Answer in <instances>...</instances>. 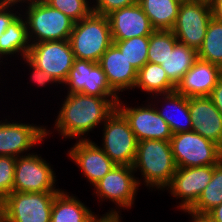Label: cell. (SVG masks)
<instances>
[{
    "mask_svg": "<svg viewBox=\"0 0 222 222\" xmlns=\"http://www.w3.org/2000/svg\"><path fill=\"white\" fill-rule=\"evenodd\" d=\"M65 99L55 122L56 129L65 138L84 136L117 109L111 97L75 93Z\"/></svg>",
    "mask_w": 222,
    "mask_h": 222,
    "instance_id": "6da1fadb",
    "label": "cell"
},
{
    "mask_svg": "<svg viewBox=\"0 0 222 222\" xmlns=\"http://www.w3.org/2000/svg\"><path fill=\"white\" fill-rule=\"evenodd\" d=\"M132 167L134 171L141 170L147 187L167 188L177 169L171 142L156 139L139 141Z\"/></svg>",
    "mask_w": 222,
    "mask_h": 222,
    "instance_id": "7a4b0ae2",
    "label": "cell"
},
{
    "mask_svg": "<svg viewBox=\"0 0 222 222\" xmlns=\"http://www.w3.org/2000/svg\"><path fill=\"white\" fill-rule=\"evenodd\" d=\"M68 41L75 59L98 63L113 44L107 16L91 12L82 20L74 22Z\"/></svg>",
    "mask_w": 222,
    "mask_h": 222,
    "instance_id": "3957f363",
    "label": "cell"
},
{
    "mask_svg": "<svg viewBox=\"0 0 222 222\" xmlns=\"http://www.w3.org/2000/svg\"><path fill=\"white\" fill-rule=\"evenodd\" d=\"M27 4L25 20L29 41L40 43L69 39L74 26L71 18L50 7L43 0H32ZM32 37H36L35 40H31Z\"/></svg>",
    "mask_w": 222,
    "mask_h": 222,
    "instance_id": "277c9868",
    "label": "cell"
},
{
    "mask_svg": "<svg viewBox=\"0 0 222 222\" xmlns=\"http://www.w3.org/2000/svg\"><path fill=\"white\" fill-rule=\"evenodd\" d=\"M170 142L177 168L216 165L222 160V148L194 131L173 134Z\"/></svg>",
    "mask_w": 222,
    "mask_h": 222,
    "instance_id": "5b68a950",
    "label": "cell"
},
{
    "mask_svg": "<svg viewBox=\"0 0 222 222\" xmlns=\"http://www.w3.org/2000/svg\"><path fill=\"white\" fill-rule=\"evenodd\" d=\"M211 19L209 0L182 1L172 32L179 42L198 52Z\"/></svg>",
    "mask_w": 222,
    "mask_h": 222,
    "instance_id": "8992f818",
    "label": "cell"
},
{
    "mask_svg": "<svg viewBox=\"0 0 222 222\" xmlns=\"http://www.w3.org/2000/svg\"><path fill=\"white\" fill-rule=\"evenodd\" d=\"M103 131L101 149L104 153L116 165L133 166L138 141L128 121L117 109L105 120Z\"/></svg>",
    "mask_w": 222,
    "mask_h": 222,
    "instance_id": "52a82bcc",
    "label": "cell"
},
{
    "mask_svg": "<svg viewBox=\"0 0 222 222\" xmlns=\"http://www.w3.org/2000/svg\"><path fill=\"white\" fill-rule=\"evenodd\" d=\"M59 192H15L5 200V222H50L53 200Z\"/></svg>",
    "mask_w": 222,
    "mask_h": 222,
    "instance_id": "ba28073f",
    "label": "cell"
},
{
    "mask_svg": "<svg viewBox=\"0 0 222 222\" xmlns=\"http://www.w3.org/2000/svg\"><path fill=\"white\" fill-rule=\"evenodd\" d=\"M27 59L63 84L73 66L74 54L68 40L30 43Z\"/></svg>",
    "mask_w": 222,
    "mask_h": 222,
    "instance_id": "9c48e42d",
    "label": "cell"
},
{
    "mask_svg": "<svg viewBox=\"0 0 222 222\" xmlns=\"http://www.w3.org/2000/svg\"><path fill=\"white\" fill-rule=\"evenodd\" d=\"M53 169L41 156L28 153L16 158L13 191L31 192H60Z\"/></svg>",
    "mask_w": 222,
    "mask_h": 222,
    "instance_id": "30bf717a",
    "label": "cell"
},
{
    "mask_svg": "<svg viewBox=\"0 0 222 222\" xmlns=\"http://www.w3.org/2000/svg\"><path fill=\"white\" fill-rule=\"evenodd\" d=\"M129 165H115L102 179L96 182L95 190L101 198L109 199L121 208H131L140 181L135 179Z\"/></svg>",
    "mask_w": 222,
    "mask_h": 222,
    "instance_id": "8fae6325",
    "label": "cell"
},
{
    "mask_svg": "<svg viewBox=\"0 0 222 222\" xmlns=\"http://www.w3.org/2000/svg\"><path fill=\"white\" fill-rule=\"evenodd\" d=\"M120 101L117 102V110L128 121L138 142L150 139L171 140L173 134L169 125L158 114V108L151 107V104L137 108L123 107Z\"/></svg>",
    "mask_w": 222,
    "mask_h": 222,
    "instance_id": "7c38bea8",
    "label": "cell"
},
{
    "mask_svg": "<svg viewBox=\"0 0 222 222\" xmlns=\"http://www.w3.org/2000/svg\"><path fill=\"white\" fill-rule=\"evenodd\" d=\"M213 175V165L177 168L167 186L174 197L181 198L180 208L189 210L209 184Z\"/></svg>",
    "mask_w": 222,
    "mask_h": 222,
    "instance_id": "4fadbf2b",
    "label": "cell"
},
{
    "mask_svg": "<svg viewBox=\"0 0 222 222\" xmlns=\"http://www.w3.org/2000/svg\"><path fill=\"white\" fill-rule=\"evenodd\" d=\"M0 121V156L19 157V155L46 138L49 131L32 124Z\"/></svg>",
    "mask_w": 222,
    "mask_h": 222,
    "instance_id": "5bb4252c",
    "label": "cell"
},
{
    "mask_svg": "<svg viewBox=\"0 0 222 222\" xmlns=\"http://www.w3.org/2000/svg\"><path fill=\"white\" fill-rule=\"evenodd\" d=\"M107 18L113 41L150 36L155 31L148 16L138 3L115 10L107 15Z\"/></svg>",
    "mask_w": 222,
    "mask_h": 222,
    "instance_id": "9a60e30c",
    "label": "cell"
},
{
    "mask_svg": "<svg viewBox=\"0 0 222 222\" xmlns=\"http://www.w3.org/2000/svg\"><path fill=\"white\" fill-rule=\"evenodd\" d=\"M68 154L92 185L116 165L99 146L86 138L79 137Z\"/></svg>",
    "mask_w": 222,
    "mask_h": 222,
    "instance_id": "2e32d148",
    "label": "cell"
},
{
    "mask_svg": "<svg viewBox=\"0 0 222 222\" xmlns=\"http://www.w3.org/2000/svg\"><path fill=\"white\" fill-rule=\"evenodd\" d=\"M189 110L193 131L222 148V114L212 99L209 96L189 98Z\"/></svg>",
    "mask_w": 222,
    "mask_h": 222,
    "instance_id": "e0dca14e",
    "label": "cell"
},
{
    "mask_svg": "<svg viewBox=\"0 0 222 222\" xmlns=\"http://www.w3.org/2000/svg\"><path fill=\"white\" fill-rule=\"evenodd\" d=\"M221 76L220 66L198 58L175 90L187 98L210 96Z\"/></svg>",
    "mask_w": 222,
    "mask_h": 222,
    "instance_id": "ac0fdd59",
    "label": "cell"
},
{
    "mask_svg": "<svg viewBox=\"0 0 222 222\" xmlns=\"http://www.w3.org/2000/svg\"><path fill=\"white\" fill-rule=\"evenodd\" d=\"M98 64L106 74L109 86L117 94L134 88L138 71L114 43L104 52Z\"/></svg>",
    "mask_w": 222,
    "mask_h": 222,
    "instance_id": "d6986e66",
    "label": "cell"
},
{
    "mask_svg": "<svg viewBox=\"0 0 222 222\" xmlns=\"http://www.w3.org/2000/svg\"><path fill=\"white\" fill-rule=\"evenodd\" d=\"M95 217L80 200L62 190L53 200L50 222H92Z\"/></svg>",
    "mask_w": 222,
    "mask_h": 222,
    "instance_id": "ffe728a7",
    "label": "cell"
},
{
    "mask_svg": "<svg viewBox=\"0 0 222 222\" xmlns=\"http://www.w3.org/2000/svg\"><path fill=\"white\" fill-rule=\"evenodd\" d=\"M181 0H138L155 30H172Z\"/></svg>",
    "mask_w": 222,
    "mask_h": 222,
    "instance_id": "44dd1931",
    "label": "cell"
},
{
    "mask_svg": "<svg viewBox=\"0 0 222 222\" xmlns=\"http://www.w3.org/2000/svg\"><path fill=\"white\" fill-rule=\"evenodd\" d=\"M197 59L196 50L178 41L161 66L166 71L169 81L176 87Z\"/></svg>",
    "mask_w": 222,
    "mask_h": 222,
    "instance_id": "7402d4cb",
    "label": "cell"
},
{
    "mask_svg": "<svg viewBox=\"0 0 222 222\" xmlns=\"http://www.w3.org/2000/svg\"><path fill=\"white\" fill-rule=\"evenodd\" d=\"M18 17L10 23L6 31L0 37V58L2 55H13L21 52L23 58H26L31 43L28 37L27 24L25 19Z\"/></svg>",
    "mask_w": 222,
    "mask_h": 222,
    "instance_id": "603a6c76",
    "label": "cell"
},
{
    "mask_svg": "<svg viewBox=\"0 0 222 222\" xmlns=\"http://www.w3.org/2000/svg\"><path fill=\"white\" fill-rule=\"evenodd\" d=\"M161 95L175 91L176 87L169 81L166 71L159 64L147 62L138 72L134 86Z\"/></svg>",
    "mask_w": 222,
    "mask_h": 222,
    "instance_id": "cb8c5ba5",
    "label": "cell"
},
{
    "mask_svg": "<svg viewBox=\"0 0 222 222\" xmlns=\"http://www.w3.org/2000/svg\"><path fill=\"white\" fill-rule=\"evenodd\" d=\"M165 99L164 101L168 104H171L170 106L172 107L171 112L175 111V113L179 112L180 116H182V118L185 120L182 122H180V120H178L179 118L176 119V117H172V114L169 110V112L166 111H161V110H157L158 114L165 120V122L169 125V128L172 132V134H176L179 132H185V131H193L192 129V120H191V114H190V110H189V98L180 95L176 90L173 92H169V93H164L162 95ZM169 107L166 106L165 109H168ZM174 108V109H173ZM177 116V115H176ZM178 117V116H177ZM182 119V120H183ZM185 123V124H184ZM186 125V126H185Z\"/></svg>",
    "mask_w": 222,
    "mask_h": 222,
    "instance_id": "d4e9b609",
    "label": "cell"
},
{
    "mask_svg": "<svg viewBox=\"0 0 222 222\" xmlns=\"http://www.w3.org/2000/svg\"><path fill=\"white\" fill-rule=\"evenodd\" d=\"M222 203V160L213 165V175L209 184L200 194L197 202L189 209L199 214H207Z\"/></svg>",
    "mask_w": 222,
    "mask_h": 222,
    "instance_id": "484cf974",
    "label": "cell"
},
{
    "mask_svg": "<svg viewBox=\"0 0 222 222\" xmlns=\"http://www.w3.org/2000/svg\"><path fill=\"white\" fill-rule=\"evenodd\" d=\"M198 58L222 68V22L214 19L209 21L206 35L201 48L198 50Z\"/></svg>",
    "mask_w": 222,
    "mask_h": 222,
    "instance_id": "4316f807",
    "label": "cell"
},
{
    "mask_svg": "<svg viewBox=\"0 0 222 222\" xmlns=\"http://www.w3.org/2000/svg\"><path fill=\"white\" fill-rule=\"evenodd\" d=\"M81 94L97 97H111L116 103L119 101L118 94L109 86L103 69L98 63L89 60H87L86 87Z\"/></svg>",
    "mask_w": 222,
    "mask_h": 222,
    "instance_id": "83f0119b",
    "label": "cell"
},
{
    "mask_svg": "<svg viewBox=\"0 0 222 222\" xmlns=\"http://www.w3.org/2000/svg\"><path fill=\"white\" fill-rule=\"evenodd\" d=\"M177 42L172 30H155L149 36L148 62L161 65Z\"/></svg>",
    "mask_w": 222,
    "mask_h": 222,
    "instance_id": "f1b7e54d",
    "label": "cell"
},
{
    "mask_svg": "<svg viewBox=\"0 0 222 222\" xmlns=\"http://www.w3.org/2000/svg\"><path fill=\"white\" fill-rule=\"evenodd\" d=\"M132 66L139 71L148 62L149 36L113 41Z\"/></svg>",
    "mask_w": 222,
    "mask_h": 222,
    "instance_id": "f546056e",
    "label": "cell"
},
{
    "mask_svg": "<svg viewBox=\"0 0 222 222\" xmlns=\"http://www.w3.org/2000/svg\"><path fill=\"white\" fill-rule=\"evenodd\" d=\"M50 7L57 9L78 22L87 17L92 12V7L88 0H43Z\"/></svg>",
    "mask_w": 222,
    "mask_h": 222,
    "instance_id": "4dcf8cb0",
    "label": "cell"
},
{
    "mask_svg": "<svg viewBox=\"0 0 222 222\" xmlns=\"http://www.w3.org/2000/svg\"><path fill=\"white\" fill-rule=\"evenodd\" d=\"M87 60L74 59L73 66L63 84L69 86L68 94L81 93L86 87Z\"/></svg>",
    "mask_w": 222,
    "mask_h": 222,
    "instance_id": "1f68e13d",
    "label": "cell"
},
{
    "mask_svg": "<svg viewBox=\"0 0 222 222\" xmlns=\"http://www.w3.org/2000/svg\"><path fill=\"white\" fill-rule=\"evenodd\" d=\"M16 158L0 156V197L6 198L13 192Z\"/></svg>",
    "mask_w": 222,
    "mask_h": 222,
    "instance_id": "d6a6232c",
    "label": "cell"
},
{
    "mask_svg": "<svg viewBox=\"0 0 222 222\" xmlns=\"http://www.w3.org/2000/svg\"><path fill=\"white\" fill-rule=\"evenodd\" d=\"M136 3H138V0H96V5L92 7V12L107 16L115 10L129 7Z\"/></svg>",
    "mask_w": 222,
    "mask_h": 222,
    "instance_id": "836d02e7",
    "label": "cell"
},
{
    "mask_svg": "<svg viewBox=\"0 0 222 222\" xmlns=\"http://www.w3.org/2000/svg\"><path fill=\"white\" fill-rule=\"evenodd\" d=\"M10 6L12 7L13 4H0V37L10 23L18 17L15 13L8 11Z\"/></svg>",
    "mask_w": 222,
    "mask_h": 222,
    "instance_id": "e575fe53",
    "label": "cell"
},
{
    "mask_svg": "<svg viewBox=\"0 0 222 222\" xmlns=\"http://www.w3.org/2000/svg\"><path fill=\"white\" fill-rule=\"evenodd\" d=\"M24 61L29 64V66L32 68V75L31 78L35 83H37L39 86H44L46 83L49 82H56V80L47 72L40 70L35 65H33L27 58H24Z\"/></svg>",
    "mask_w": 222,
    "mask_h": 222,
    "instance_id": "d590c367",
    "label": "cell"
},
{
    "mask_svg": "<svg viewBox=\"0 0 222 222\" xmlns=\"http://www.w3.org/2000/svg\"><path fill=\"white\" fill-rule=\"evenodd\" d=\"M209 97L212 99V102L222 114V76L218 79L217 84Z\"/></svg>",
    "mask_w": 222,
    "mask_h": 222,
    "instance_id": "8d00e7d4",
    "label": "cell"
},
{
    "mask_svg": "<svg viewBox=\"0 0 222 222\" xmlns=\"http://www.w3.org/2000/svg\"><path fill=\"white\" fill-rule=\"evenodd\" d=\"M212 17L222 22V0H209Z\"/></svg>",
    "mask_w": 222,
    "mask_h": 222,
    "instance_id": "74e56055",
    "label": "cell"
},
{
    "mask_svg": "<svg viewBox=\"0 0 222 222\" xmlns=\"http://www.w3.org/2000/svg\"><path fill=\"white\" fill-rule=\"evenodd\" d=\"M118 213H119L118 211L111 210L105 216H102L99 219L96 216L95 219L92 220V222H121V220L119 219L120 216Z\"/></svg>",
    "mask_w": 222,
    "mask_h": 222,
    "instance_id": "f35d334b",
    "label": "cell"
},
{
    "mask_svg": "<svg viewBox=\"0 0 222 222\" xmlns=\"http://www.w3.org/2000/svg\"><path fill=\"white\" fill-rule=\"evenodd\" d=\"M207 215L212 219L213 222H222V203L215 206L207 213Z\"/></svg>",
    "mask_w": 222,
    "mask_h": 222,
    "instance_id": "ab89813d",
    "label": "cell"
},
{
    "mask_svg": "<svg viewBox=\"0 0 222 222\" xmlns=\"http://www.w3.org/2000/svg\"><path fill=\"white\" fill-rule=\"evenodd\" d=\"M192 216V222H213L207 214H199L192 212L191 210H184Z\"/></svg>",
    "mask_w": 222,
    "mask_h": 222,
    "instance_id": "60d3db41",
    "label": "cell"
},
{
    "mask_svg": "<svg viewBox=\"0 0 222 222\" xmlns=\"http://www.w3.org/2000/svg\"><path fill=\"white\" fill-rule=\"evenodd\" d=\"M0 222H5V200L0 197Z\"/></svg>",
    "mask_w": 222,
    "mask_h": 222,
    "instance_id": "b9f144b4",
    "label": "cell"
},
{
    "mask_svg": "<svg viewBox=\"0 0 222 222\" xmlns=\"http://www.w3.org/2000/svg\"><path fill=\"white\" fill-rule=\"evenodd\" d=\"M26 0H0V4H13L15 6V3L18 4V2L20 3H24ZM27 1H32V0H27Z\"/></svg>",
    "mask_w": 222,
    "mask_h": 222,
    "instance_id": "7bdbcfd3",
    "label": "cell"
}]
</instances>
